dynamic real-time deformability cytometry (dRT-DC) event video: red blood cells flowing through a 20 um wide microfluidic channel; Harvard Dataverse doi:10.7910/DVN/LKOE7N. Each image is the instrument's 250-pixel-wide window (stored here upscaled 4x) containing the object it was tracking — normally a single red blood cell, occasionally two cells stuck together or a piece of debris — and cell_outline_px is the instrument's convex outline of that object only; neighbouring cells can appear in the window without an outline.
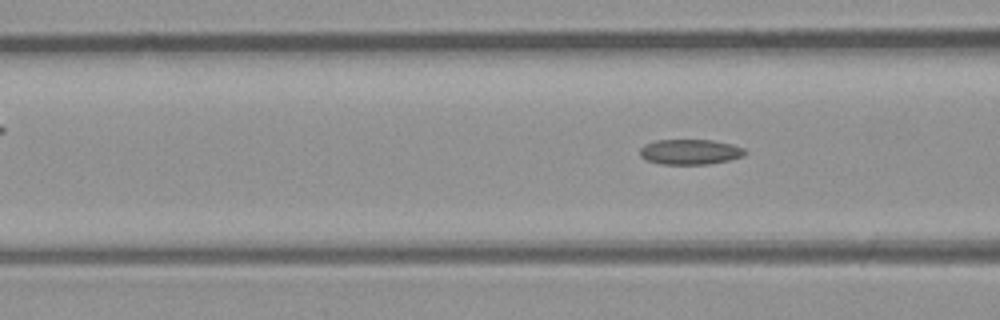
{"species": "common noctule bat (a hibernating species)", "species_latin": "Nyctalus noctula", "temperature_condition": "room temperature", "stored_images_in_passage": 7, "camera_frame_rate_fps": 3000, "um_per_image_px": 0.085, "animal": {"sex": "male", "body_mass_g": 23.1, "forearm_length_mm": 52.7}, "frame": {"image": 1, "passage_image": 7, "time_ms": 8.0, "image_size_px": [1000, 320], "cell_outline_px": [[748, 152], [744, 156], [728, 160], [708, 164], [660, 164], [644, 160], [640, 156], [640, 148], [644, 144], [656, 140], [712, 140], [732, 144], [744, 148]], "centroid_in_image_um": [58.64, 12.91], "position_along_channel_um": 108.0, "area_um2": 15.61}}